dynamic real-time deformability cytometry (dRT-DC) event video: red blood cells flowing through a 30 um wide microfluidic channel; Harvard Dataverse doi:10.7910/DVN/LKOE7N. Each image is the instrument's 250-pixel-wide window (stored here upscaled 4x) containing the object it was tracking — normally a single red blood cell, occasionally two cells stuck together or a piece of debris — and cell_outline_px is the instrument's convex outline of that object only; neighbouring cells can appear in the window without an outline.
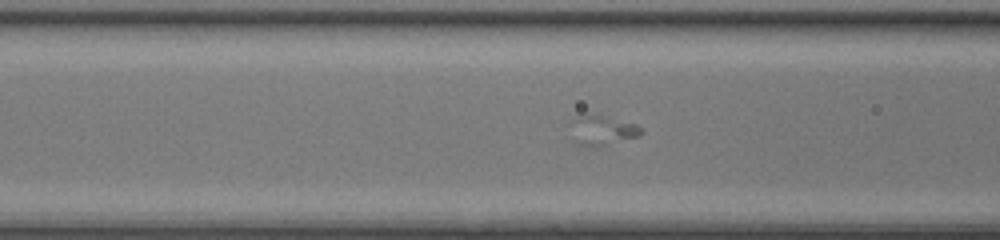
{"species": "common noctule bat (a hibernating species)", "species_latin": "Nyctalus noctula", "temperature_condition": "room temperature", "stored_images_in_passage": 15, "camera_frame_rate_fps": 3000, "um_per_image_px": 0.085, "animal": {"sex": "female", "body_mass_g": 17.0, "forearm_length_mm": 48.0}, "frame": {"image": 1, "passage_image": 15, "time_ms": 4.667, "image_size_px": [1000, 240], "cell_outline_px": [[644, 132], [640, 136], [596, 148], [580, 144], [572, 140], [564, 124], [580, 116], [600, 116], [636, 124]], "centroid_in_image_um": [51.08, 11.12], "position_along_channel_um": 115.5, "area_um2": 12.48}}